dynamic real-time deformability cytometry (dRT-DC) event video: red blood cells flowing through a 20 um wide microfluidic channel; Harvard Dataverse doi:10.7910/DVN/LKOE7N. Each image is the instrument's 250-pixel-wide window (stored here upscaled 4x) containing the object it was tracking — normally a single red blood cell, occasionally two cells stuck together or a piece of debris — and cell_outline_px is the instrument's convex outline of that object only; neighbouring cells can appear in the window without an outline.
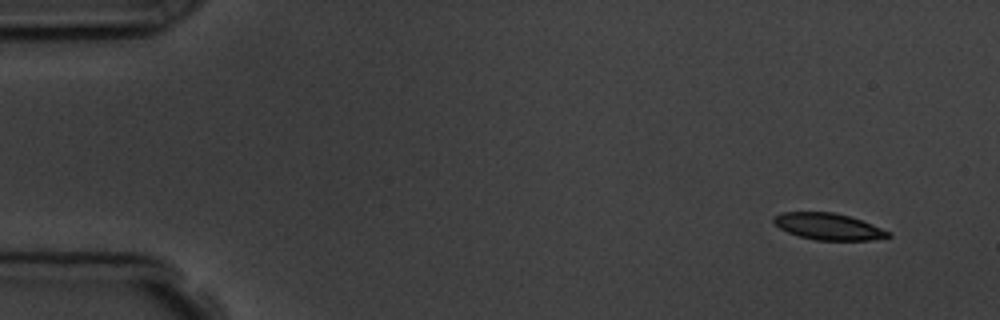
{"species": "common noctule bat (a hibernating species)", "species_latin": "Nyctalus noctula", "temperature_condition": "room temperature", "stored_images_in_passage": 6, "camera_frame_rate_fps": 3000, "um_per_image_px": 0.085, "animal": {"sex": "male", "body_mass_g": 19.5, "forearm_length_mm": 54.6}, "frame": {"image": 1, "passage_image": 1, "time_ms": 0.0, "image_size_px": [1000, 320], "cell_outline_px": [[892, 236], [872, 240], [816, 240], [800, 236], [788, 232], [780, 228], [772, 220], [776, 216], [784, 212], [832, 212], [848, 216], [872, 224], [892, 232]], "centroid_in_image_um": [70.46, 19.26], "position_along_channel_um": 14.5, "area_um2": 17.51}}
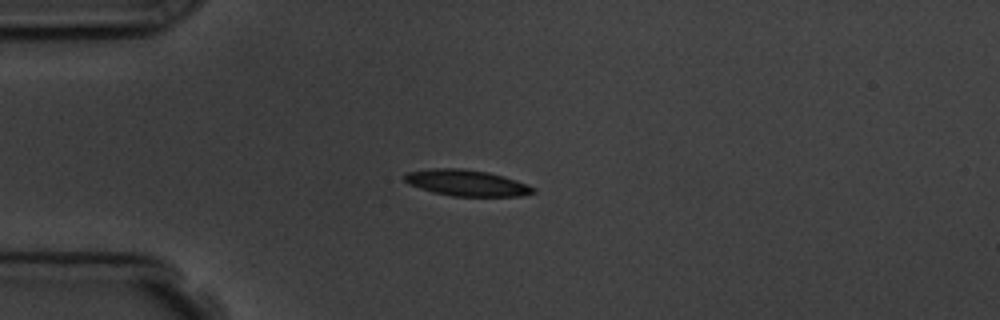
{"frame": {"image": 2, "passage_image": 4, "time_ms": 3.333, "image_size_px": [1000, 320], "cell_outline_px": [[536, 192], [520, 196], [452, 196], [432, 192], [408, 184], [404, 180], [404, 172], [432, 168], [460, 168], [488, 172], [504, 176], [536, 188]], "centroid_in_image_um": [39.62, 15.54], "position_along_channel_um": 45.4, "area_um2": 19.65}}
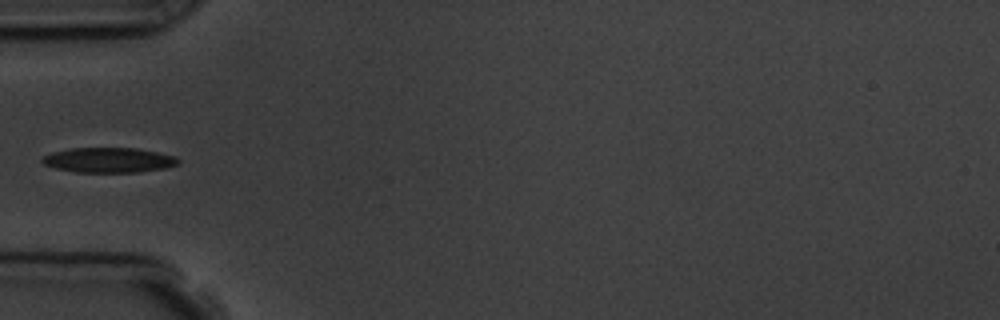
{"frame": {"image": 3, "passage_image": 5, "time_ms": 4.667, "image_size_px": [1000, 320], "cell_outline_px": [[180, 164], [164, 168], [140, 172], [76, 172], [56, 168], [44, 164], [40, 160], [44, 156], [52, 152], [72, 148], [136, 148], [176, 156], [180, 160]], "centroid_in_image_um": [9.27, 13.61], "position_along_channel_um": 75.7, "area_um2": 19.77}}